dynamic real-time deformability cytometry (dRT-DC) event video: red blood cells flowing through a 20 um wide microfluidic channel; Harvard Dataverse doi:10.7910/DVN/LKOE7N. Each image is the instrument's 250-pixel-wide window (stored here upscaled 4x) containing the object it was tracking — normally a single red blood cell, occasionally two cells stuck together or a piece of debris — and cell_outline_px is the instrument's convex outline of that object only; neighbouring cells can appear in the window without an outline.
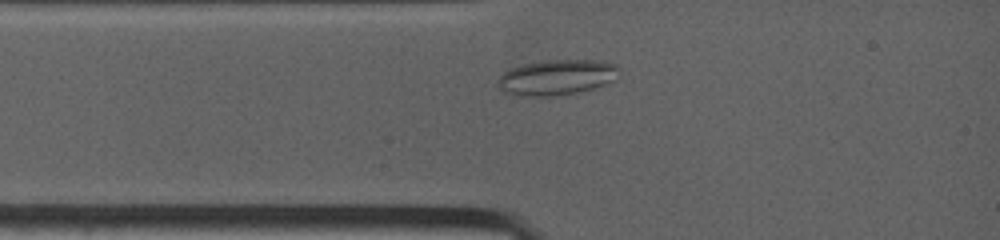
{"species": "common noctule bat (a hibernating species)", "species_latin": "Nyctalus noctula", "temperature_condition": "warm", "stored_images_in_passage": 48, "camera_frame_rate_fps": 4500, "um_per_image_px": 0.085, "animal": {"sex": "female", "body_mass_g": 19.0, "forearm_length_mm": 53.3}, "frame": {"image": 1, "passage_image": 7, "time_ms": 1.556, "image_size_px": [1000, 240], "cell_outline_px": [[620, 68], [612, 80], [576, 92], [552, 96], [524, 96], [504, 92], [496, 84], [496, 80], [504, 72], [512, 68], [524, 64], [544, 60], [596, 60], [616, 64]], "centroid_in_image_um": [47.25, 6.56], "position_along_channel_um": 37.8, "area_um2": 24.51}}
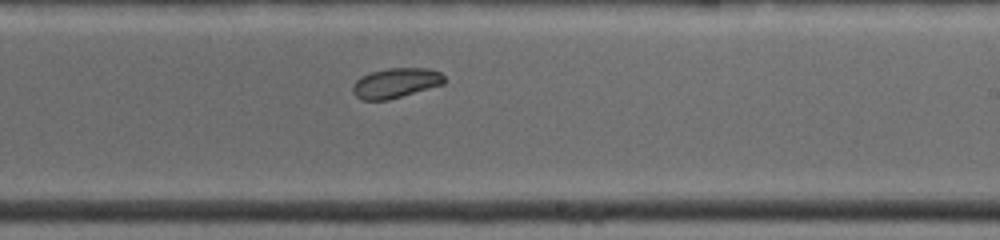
{"frame": {"image": 2, "passage_image": 30, "time_ms": 7.111, "image_size_px": [1000, 240], "cell_outline_px": [[444, 84], [388, 100], [360, 100], [352, 92], [352, 84], [360, 76], [368, 72], [388, 68], [428, 68], [440, 72], [444, 76]], "centroid_in_image_um": [33.6, 7.05], "position_along_channel_um": 255.4, "area_um2": 16.13}}
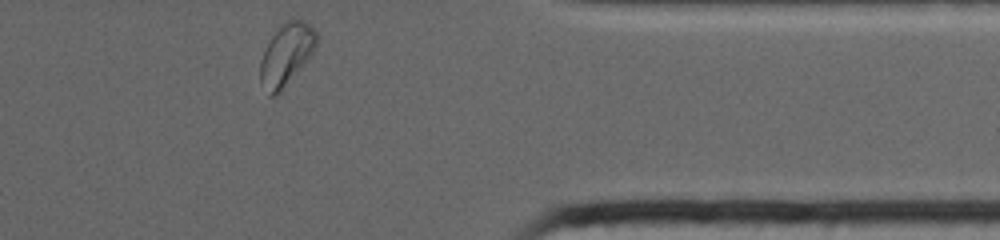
{"frame": {"image": 3, "passage_image": 48, "time_ms": 10.889, "image_size_px": [1000, 240], "cell_outline_px": [[316, 48], [308, 60], [280, 92], [276, 96], [268, 96], [260, 84], [260, 60], [272, 36], [284, 20], [304, 20], [316, 32]], "centroid_in_image_um": [24.32, 4.67], "position_along_channel_um": 387.1, "area_um2": 20.23}}